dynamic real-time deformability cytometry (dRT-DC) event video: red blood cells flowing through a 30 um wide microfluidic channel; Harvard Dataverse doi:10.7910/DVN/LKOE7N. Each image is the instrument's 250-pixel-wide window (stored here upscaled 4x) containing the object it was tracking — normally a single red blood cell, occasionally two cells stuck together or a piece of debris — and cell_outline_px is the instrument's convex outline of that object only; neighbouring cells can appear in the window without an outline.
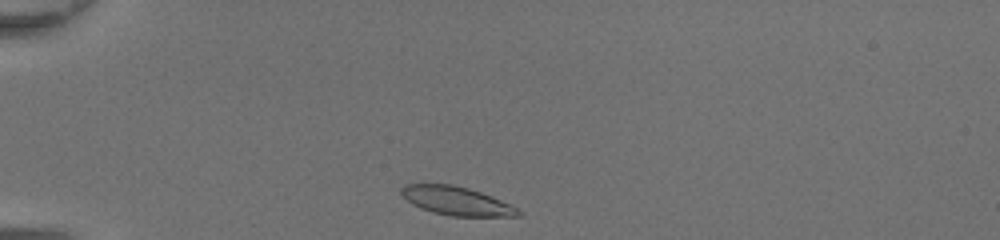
{"species": "common noctule bat (a hibernating species)", "species_latin": "Nyctalus noctula", "temperature_condition": "room temperature", "stored_images_in_passage": 30, "camera_frame_rate_fps": 3000, "um_per_image_px": 0.085, "animal": {"sex": "female", "body_mass_g": 20.0, "forearm_length_mm": 54.0}, "frame": {"image": 1, "passage_image": 1, "time_ms": 0.0, "image_size_px": [1000, 240], "cell_outline_px": [[524, 212], [520, 216], [452, 216], [420, 208], [412, 204], [400, 192], [400, 188], [404, 184], [452, 184], [468, 188], [492, 196], [512, 204]], "centroid_in_image_um": [38.85, 17.07], "position_along_channel_um": 46.1, "area_um2": 19.48}}
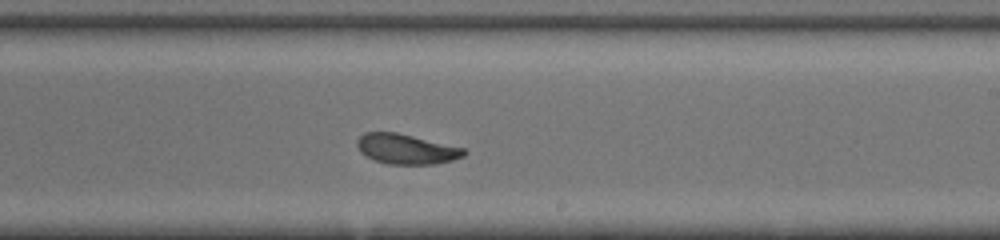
{"frame": {"image": 2, "passage_image": 18, "time_ms": 5.667, "image_size_px": [1000, 240], "cell_outline_px": [[468, 152], [464, 156], [452, 160], [436, 164], [388, 164], [376, 160], [360, 152], [356, 144], [356, 140], [364, 132], [396, 132], [464, 148]], "centroid_in_image_um": [34.53, 12.66], "position_along_channel_um": 254.5, "area_um2": 18.61}}
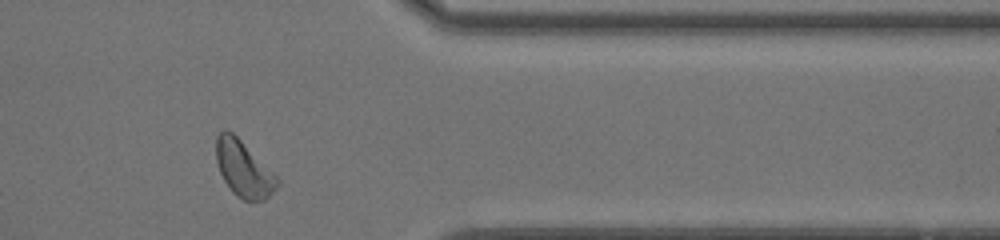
{"frame": {"image": 3, "passage_image": 28, "time_ms": 9.0, "image_size_px": [1000, 240], "cell_outline_px": [[280, 184], [264, 200], [244, 200], [236, 196], [232, 192], [224, 180], [220, 172], [216, 160], [216, 136], [224, 128], [232, 132], [280, 180]], "centroid_in_image_um": [20.68, 14.36], "position_along_channel_um": 390.7, "area_um2": 19.54}, "authors_computed_cell_mechanics": {"area_um2": 19.4497, "velocity_mm_per_s": 4.3744, "shape_relaxation_time_tau1_ms": 3.3468, "shape_relaxation_time_tau2_ms": null, "deformation_change_tau1": 0.1087, "deformation_change_tau2": null}}